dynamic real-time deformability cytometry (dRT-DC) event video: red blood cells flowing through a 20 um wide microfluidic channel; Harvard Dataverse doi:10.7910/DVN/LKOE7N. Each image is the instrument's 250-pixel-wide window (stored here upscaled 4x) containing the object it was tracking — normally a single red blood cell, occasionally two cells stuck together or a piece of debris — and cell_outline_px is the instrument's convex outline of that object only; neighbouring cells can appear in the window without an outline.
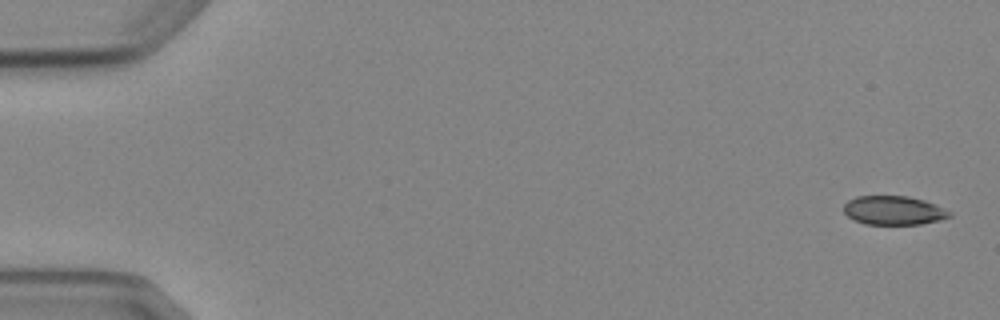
{"species": "Egyptian fruit bat (a non-hibernating species)", "species_latin": "Rousettus aegyptiacus", "temperature_condition": "cold", "stored_images_in_passage": 4, "camera_frame_rate_fps": 3000, "um_per_image_px": 0.085, "animal": {"sex": "female"}, "frame": {"image": 1, "passage_image": 1, "time_ms": 0.0, "image_size_px": [1000, 320], "cell_outline_px": [[952, 216], [940, 220], [920, 224], [864, 224], [852, 220], [844, 212], [844, 204], [848, 200], [856, 196], [908, 196], [924, 200], [936, 204], [952, 212]], "centroid_in_image_um": [75.97, 17.88], "position_along_channel_um": 9.0, "area_um2": 17.98}}
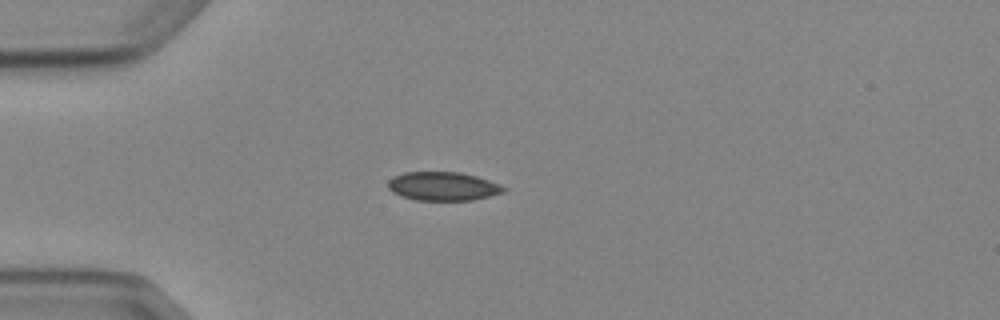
{"frame": {"image": 2, "passage_image": 4, "time_ms": 4.333, "image_size_px": [1000, 320], "cell_outline_px": [[508, 188], [504, 192], [472, 200], [416, 200], [400, 196], [392, 192], [388, 188], [388, 180], [392, 176], [404, 172], [460, 172], [476, 176], [500, 184]], "centroid_in_image_um": [37.63, 15.83], "position_along_channel_um": 47.4, "area_um2": 19.42}}